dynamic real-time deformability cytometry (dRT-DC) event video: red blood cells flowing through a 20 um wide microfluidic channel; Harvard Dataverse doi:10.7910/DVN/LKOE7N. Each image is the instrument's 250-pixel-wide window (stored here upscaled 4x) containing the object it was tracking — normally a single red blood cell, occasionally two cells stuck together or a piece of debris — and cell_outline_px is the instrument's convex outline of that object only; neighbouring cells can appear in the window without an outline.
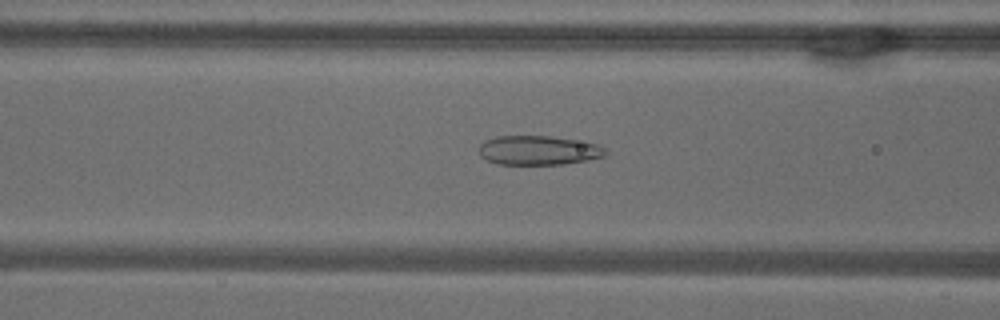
{"species": "common noctule bat (a hibernating species)", "species_latin": "Nyctalus noctula", "temperature_condition": "warm", "stored_images_in_passage": 45, "camera_frame_rate_fps": 3000, "um_per_image_px": 0.085, "animal": {"sex": "male", "body_mass_g": 18.8}, "frame": {"image": 1, "passage_image": 21, "time_ms": 6.667, "image_size_px": [1000, 320], "cell_outline_px": [[608, 152], [604, 156], [588, 160], [564, 164], [496, 164], [484, 160], [480, 156], [480, 144], [484, 140], [496, 136], [548, 136], [600, 144]], "centroid_in_image_um": [45.75, 12.78], "position_along_channel_um": 120.9, "area_um2": 21.68}}
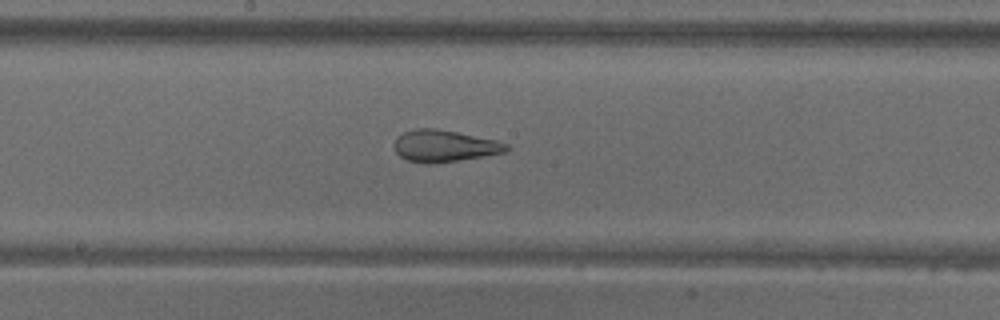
{"frame": {"image": 2, "passage_image": 28, "time_ms": 9.0, "image_size_px": [1000, 320], "cell_outline_px": [[508, 148], [504, 152], [484, 156], [432, 164], [424, 164], [408, 160], [400, 156], [396, 152], [392, 144], [396, 136], [404, 132], [416, 128], [436, 128], [496, 140], [508, 144]], "centroid_in_image_um": [37.7, 12.4], "position_along_channel_um": 210.5, "area_um2": 20.81}}
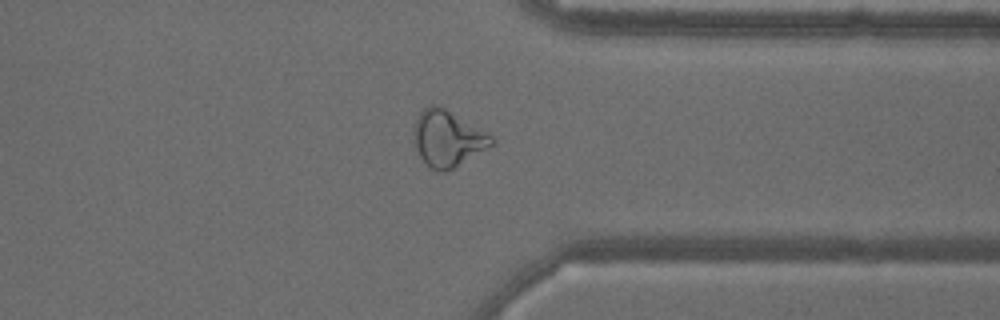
{"frame": {"image": 3, "passage_image": 41, "time_ms": 13.333, "image_size_px": [1000, 320], "cell_outline_px": [[496, 140], [492, 144], [452, 168], [444, 172], [436, 172], [420, 156], [416, 148], [412, 132], [416, 120], [420, 112], [424, 108], [432, 104], [436, 104], [444, 108], [488, 132]], "centroid_in_image_um": [38.02, 11.75], "position_along_channel_um": 373.4, "area_um2": 24.91}}